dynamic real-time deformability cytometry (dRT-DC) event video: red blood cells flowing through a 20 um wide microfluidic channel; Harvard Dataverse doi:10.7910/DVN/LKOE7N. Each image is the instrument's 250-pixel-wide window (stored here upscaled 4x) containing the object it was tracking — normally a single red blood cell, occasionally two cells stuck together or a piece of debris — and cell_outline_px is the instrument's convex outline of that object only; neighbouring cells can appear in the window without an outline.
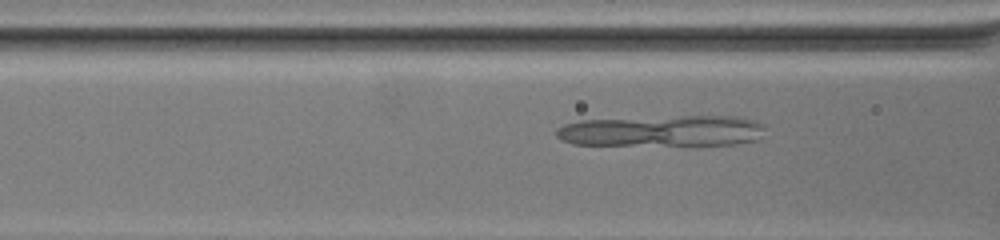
{"species": "common noctule bat (a hibernating species)", "species_latin": "Nyctalus noctula", "temperature_condition": "warm", "stored_images_in_passage": 23, "camera_frame_rate_fps": 3000, "um_per_image_px": 0.085, "animal": {"sex": "female", "body_mass_g": 19.5, "forearm_length_mm": 54.1}, "frame": {"image": 1, "passage_image": 20, "time_ms": 6.333, "image_size_px": [1000, 240], "cell_outline_px": [[764, 128], [756, 140], [736, 144], [696, 148], [692, 148], [576, 144], [564, 140], [556, 136], [556, 128], [564, 124], [580, 120], [680, 116], [744, 116], [760, 120], [764, 124]], "centroid_in_image_um": [56.39, 11.17], "position_along_channel_um": 110.2, "area_um2": 39.94}}